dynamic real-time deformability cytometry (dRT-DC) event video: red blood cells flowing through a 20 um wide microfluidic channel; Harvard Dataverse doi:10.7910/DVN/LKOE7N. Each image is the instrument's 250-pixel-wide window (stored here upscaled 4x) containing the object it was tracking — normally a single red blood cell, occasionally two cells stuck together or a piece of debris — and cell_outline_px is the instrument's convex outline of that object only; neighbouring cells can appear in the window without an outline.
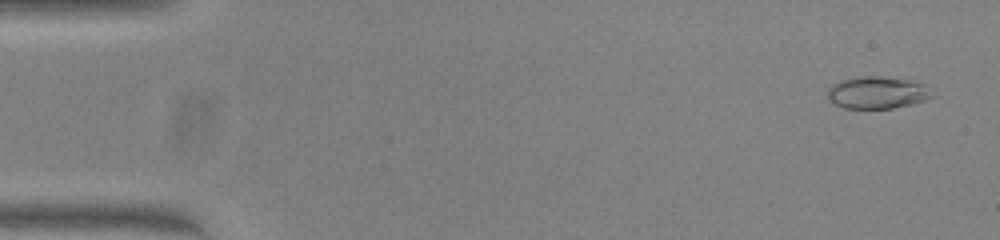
{"species": "common noctule bat (a hibernating species)", "species_latin": "Nyctalus noctula", "temperature_condition": "warm", "stored_images_in_passage": 50, "camera_frame_rate_fps": 3000, "um_per_image_px": 0.085, "animal": {"sex": "female", "body_mass_g": 23.0, "forearm_length_mm": 53.4}, "frame": {"image": 1, "passage_image": 2, "time_ms": 0.333, "image_size_px": [1000, 240], "cell_outline_px": [[936, 96], [912, 104], [892, 108], [844, 108], [828, 100], [828, 88], [832, 84], [840, 80], [852, 76], [880, 76], [908, 80], [924, 84]], "centroid_in_image_um": [74.55, 7.86], "position_along_channel_um": 10.5, "area_um2": 19.71}}
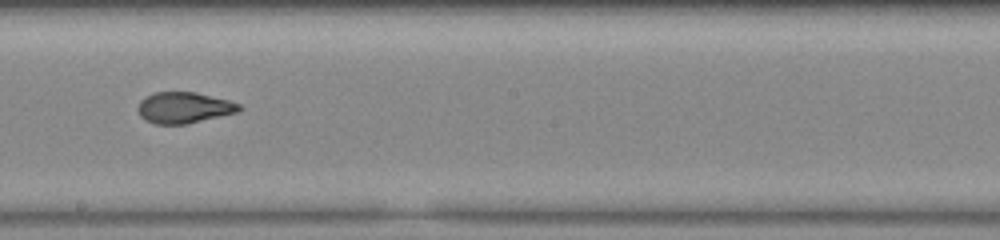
{"frame": {"image": 2, "passage_image": 28, "time_ms": 9.0, "image_size_px": [1000, 240], "cell_outline_px": [[244, 108], [240, 112], [184, 124], [156, 124], [144, 120], [140, 116], [136, 108], [140, 100], [144, 96], [152, 92], [196, 92], [228, 100], [240, 104]], "centroid_in_image_um": [15.62, 9.14], "position_along_channel_um": 232.6, "area_um2": 18.61}}
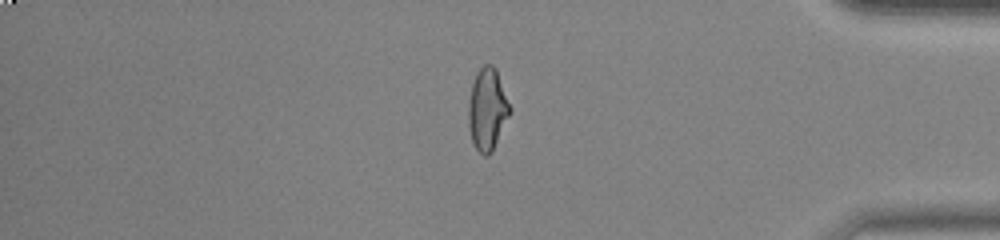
{"frame": {"image": 3, "passage_image": 42, "time_ms": 13.667, "image_size_px": [1000, 240], "cell_outline_px": [[512, 112], [492, 152], [488, 156], [484, 156], [472, 144], [468, 128], [468, 100], [472, 84], [476, 72], [484, 64], [492, 64], [496, 68], [512, 108]], "centroid_in_image_um": [41.43, 9.3], "position_along_channel_um": 393.8, "area_um2": 20.35}, "authors_computed_cell_mechanics": {"area_um2": 19.3052, "velocity_mm_per_s": 4.0844, "shape_relaxation_time_tau1_ms": null, "shape_relaxation_time_tau2_ms": 1.1496, "deformation_change_tau1": null, "deformation_change_tau2": 0.0636}}